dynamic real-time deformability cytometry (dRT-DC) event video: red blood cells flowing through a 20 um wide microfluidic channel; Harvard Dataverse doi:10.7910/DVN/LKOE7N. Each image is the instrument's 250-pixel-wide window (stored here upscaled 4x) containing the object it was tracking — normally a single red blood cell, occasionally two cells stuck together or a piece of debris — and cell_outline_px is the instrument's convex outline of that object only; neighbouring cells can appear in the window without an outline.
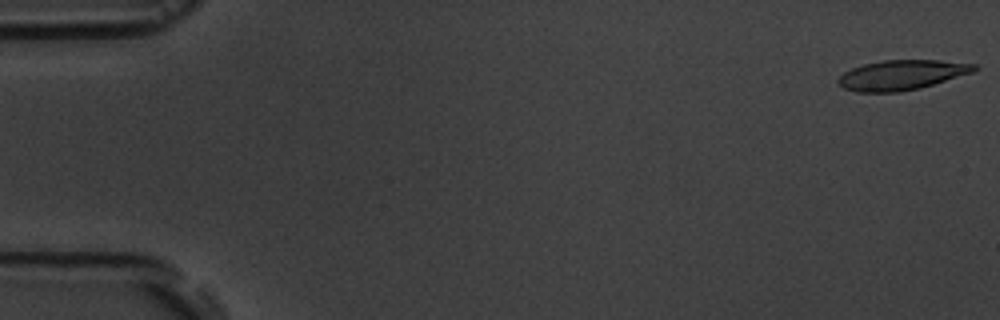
{"species": "common noctule bat (a hibernating species)", "species_latin": "Nyctalus noctula", "temperature_condition": "room temperature", "stored_images_in_passage": 5, "camera_frame_rate_fps": 3000, "um_per_image_px": 0.085, "animal": {"sex": "male", "body_mass_g": 19.5, "forearm_length_mm": 54.6}, "frame": {"image": 1, "passage_image": 1, "time_ms": 0.0, "image_size_px": [1000, 320], "cell_outline_px": [[980, 68], [976, 72], [920, 88], [900, 92], [856, 92], [844, 88], [836, 80], [844, 72], [852, 68], [864, 64], [884, 60], [940, 60], [976, 64]], "centroid_in_image_um": [76.7, 6.37], "position_along_channel_um": 8.3, "area_um2": 23.87}}
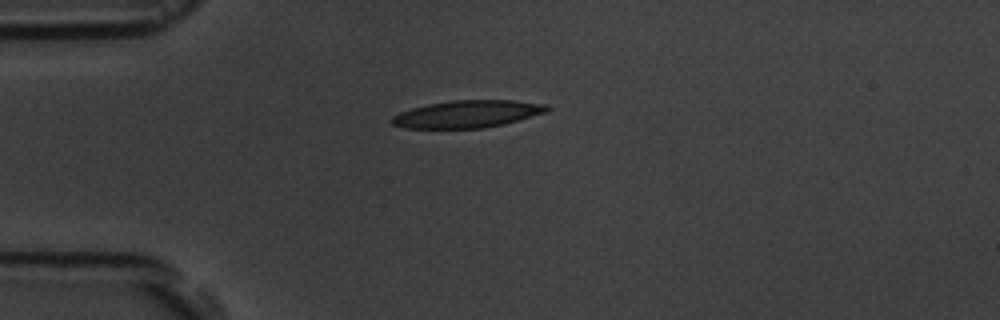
{"frame": {"image": 2, "passage_image": 4, "time_ms": 4.333, "image_size_px": [1000, 320], "cell_outline_px": [[552, 108], [548, 112], [504, 124], [484, 128], [404, 128], [392, 124], [388, 120], [392, 116], [400, 112], [412, 108], [428, 104], [452, 100], [512, 100], [548, 104]], "centroid_in_image_um": [39.75, 9.69], "position_along_channel_um": 45.2, "area_um2": 24.91}}
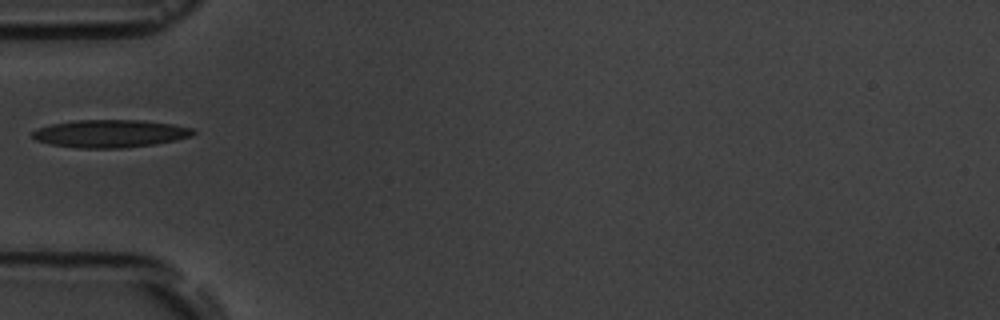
{"frame": {"image": 3, "passage_image": 5, "time_ms": 5.667, "image_size_px": [1000, 320], "cell_outline_px": [[196, 132], [192, 136], [176, 140], [156, 144], [124, 148], [80, 148], [52, 144], [36, 140], [32, 136], [32, 132], [36, 128], [52, 124], [76, 120], [140, 120], [172, 124], [192, 128]], "centroid_in_image_um": [9.38, 11.35], "position_along_channel_um": 75.6, "area_um2": 25.95}}